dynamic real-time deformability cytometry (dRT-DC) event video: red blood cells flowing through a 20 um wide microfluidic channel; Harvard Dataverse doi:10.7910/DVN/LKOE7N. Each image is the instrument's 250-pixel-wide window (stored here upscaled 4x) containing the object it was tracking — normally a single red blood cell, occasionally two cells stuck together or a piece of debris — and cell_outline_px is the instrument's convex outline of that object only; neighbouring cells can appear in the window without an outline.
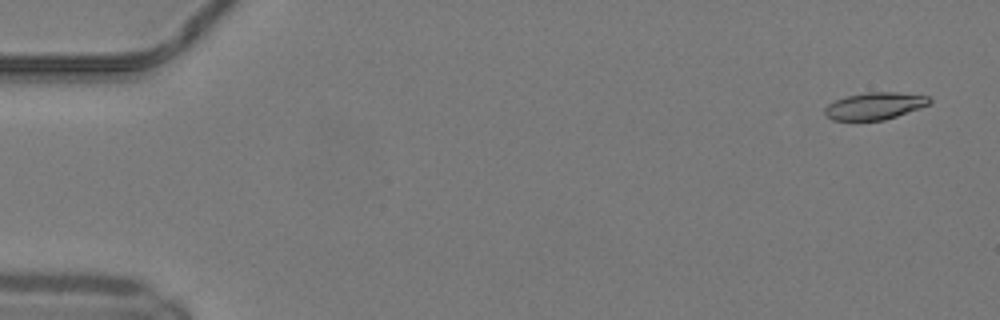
{"species": "common noctule bat (a hibernating species)", "species_latin": "Nyctalus noctula", "temperature_condition": "warm", "stored_images_in_passage": 41, "camera_frame_rate_fps": 3000, "um_per_image_px": 0.085, "animal": {"sex": "male", "body_mass_g": 19.2, "forearm_length_mm": 51.8}, "frame": {"image": 1, "passage_image": 3, "time_ms": 0.667, "image_size_px": [1000, 320], "cell_outline_px": [[932, 100], [928, 104], [920, 108], [884, 120], [832, 120], [824, 112], [824, 108], [828, 104], [836, 100], [848, 96], [868, 92], [896, 92], [928, 96]], "centroid_in_image_um": [74.35, 9.0], "position_along_channel_um": 10.6, "area_um2": 16.3}}
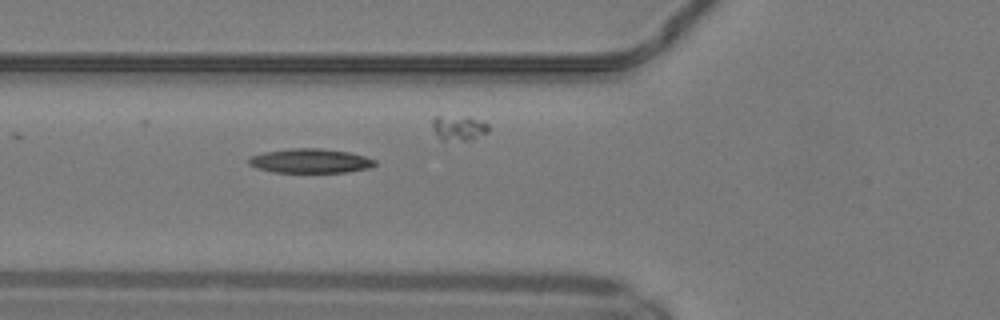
{"frame": {"image": 2, "passage_image": 20, "time_ms": 6.333, "image_size_px": [1000, 320], "cell_outline_px": [[376, 164], [372, 168], [348, 172], [272, 172], [248, 164], [248, 156], [264, 152], [292, 148], [320, 148], [348, 152], [364, 156], [376, 160]], "centroid_in_image_um": [26.39, 13.67], "position_along_channel_um": 99.4, "area_um2": 17.92}}
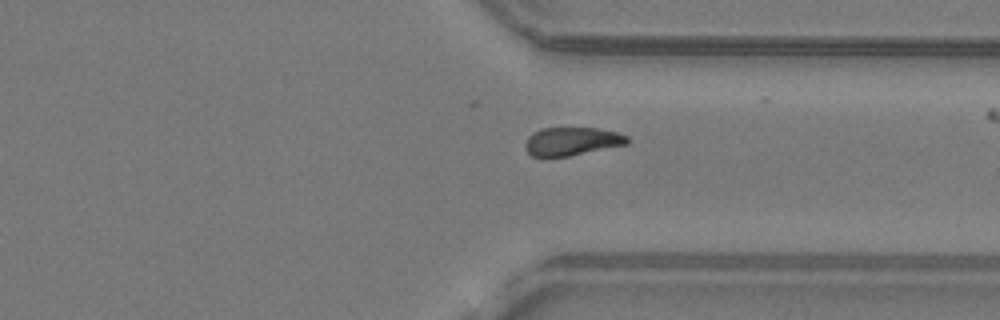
{"frame": {"image": 3, "passage_image": 39, "time_ms": 12.667, "image_size_px": [1000, 320], "cell_outline_px": [[628, 144], [568, 156], [532, 156], [524, 148], [524, 144], [528, 136], [532, 132], [540, 128], [596, 128], [616, 132], [628, 136]], "centroid_in_image_um": [48.58, 12.0], "position_along_channel_um": 362.8, "area_um2": 16.76}}